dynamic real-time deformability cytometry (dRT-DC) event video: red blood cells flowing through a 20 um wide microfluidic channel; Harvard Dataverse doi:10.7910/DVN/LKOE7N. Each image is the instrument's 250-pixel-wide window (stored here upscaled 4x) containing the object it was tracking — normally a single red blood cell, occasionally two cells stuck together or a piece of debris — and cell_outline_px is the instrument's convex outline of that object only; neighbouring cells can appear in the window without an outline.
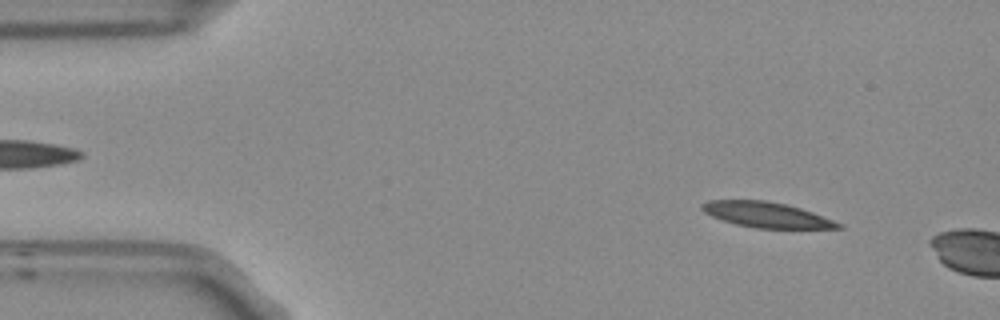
{"species": "Egyptian fruit bat (a non-hibernating species)", "species_latin": "Rousettus aegyptiacus", "temperature_condition": "room temperature", "stored_images_in_passage": 14, "camera_frame_rate_fps": 3000, "um_per_image_px": 0.085, "frame": {"image": 1, "passage_image": 5, "time_ms": 1.333, "image_size_px": [1000, 320], "cell_outline_px": [[844, 228], [756, 228], [736, 224], [712, 216], [704, 212], [700, 208], [700, 204], [708, 200], [764, 200], [784, 204], [800, 208], [812, 212], [832, 220], [840, 224]], "centroid_in_image_um": [65.09, 18.25], "position_along_channel_um": 19.9, "area_um2": 19.83}}